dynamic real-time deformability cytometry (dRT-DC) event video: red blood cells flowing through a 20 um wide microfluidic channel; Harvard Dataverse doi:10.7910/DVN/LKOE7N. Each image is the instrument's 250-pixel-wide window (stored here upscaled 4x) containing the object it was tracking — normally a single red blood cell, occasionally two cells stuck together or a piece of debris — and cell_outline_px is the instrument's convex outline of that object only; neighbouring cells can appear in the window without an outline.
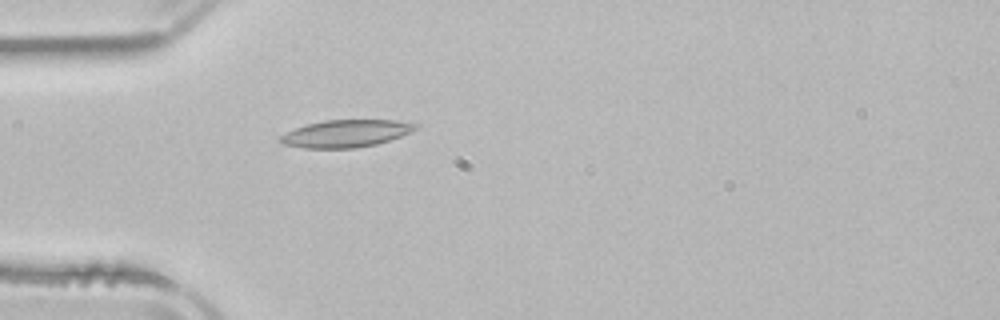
{"species": "common noctule bat (a hibernating species)", "species_latin": "Nyctalus noctula", "temperature_condition": "room temperature", "stored_images_in_passage": 4, "camera_frame_rate_fps": 3000, "um_per_image_px": 0.085, "animal": {"sex": "male", "body_mass_g": 21.5, "forearm_length_mm": 52.0}, "frame": {"image": 1, "passage_image": 4, "time_ms": 3.667, "image_size_px": [1000, 320], "cell_outline_px": [[420, 128], [412, 132], [376, 144], [356, 148], [304, 148], [284, 144], [280, 140], [280, 136], [296, 128], [308, 124], [324, 120], [396, 120], [420, 124]], "centroid_in_image_um": [29.47, 11.34], "position_along_channel_um": 55.5, "area_um2": 21.44}}